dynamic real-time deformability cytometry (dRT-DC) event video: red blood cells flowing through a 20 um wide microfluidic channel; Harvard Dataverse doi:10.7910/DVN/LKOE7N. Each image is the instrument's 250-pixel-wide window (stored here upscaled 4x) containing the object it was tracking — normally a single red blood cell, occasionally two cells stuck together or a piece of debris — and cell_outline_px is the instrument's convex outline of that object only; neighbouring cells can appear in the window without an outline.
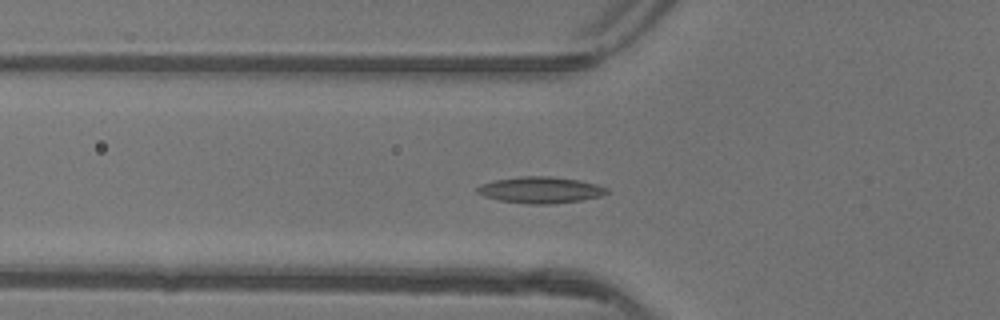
{"species": "common noctule bat (a hibernating species)", "species_latin": "Nyctalus noctula", "temperature_condition": "warm", "stored_images_in_passage": 37, "camera_frame_rate_fps": 3000, "um_per_image_px": 0.085, "animal": {"sex": "female"}, "frame": {"image": 1, "passage_image": 8, "time_ms": 2.333, "image_size_px": [1000, 320], "cell_outline_px": [[608, 192], [600, 196], [580, 200], [552, 204], [532, 204], [500, 200], [484, 196], [476, 192], [476, 188], [480, 184], [496, 180], [520, 176], [548, 176], [580, 180], [596, 184], [608, 188]], "centroid_in_image_um": [45.93, 16.14], "position_along_channel_um": 79.9, "area_um2": 19.77}}
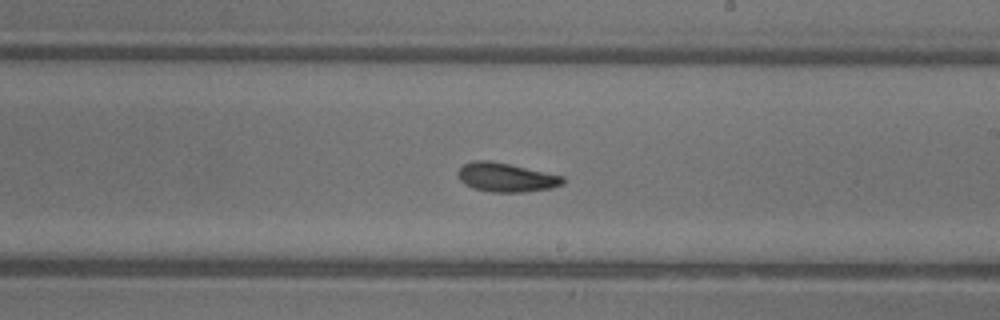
{"frame": {"image": 2, "passage_image": 20, "time_ms": 6.333, "image_size_px": [1000, 320], "cell_outline_px": [[564, 184], [552, 188], [524, 192], [488, 192], [472, 188], [464, 184], [460, 180], [456, 172], [464, 164], [472, 160], [492, 160], [564, 176]], "centroid_in_image_um": [43.0, 15.07], "position_along_channel_um": 246.0, "area_um2": 17.98}}
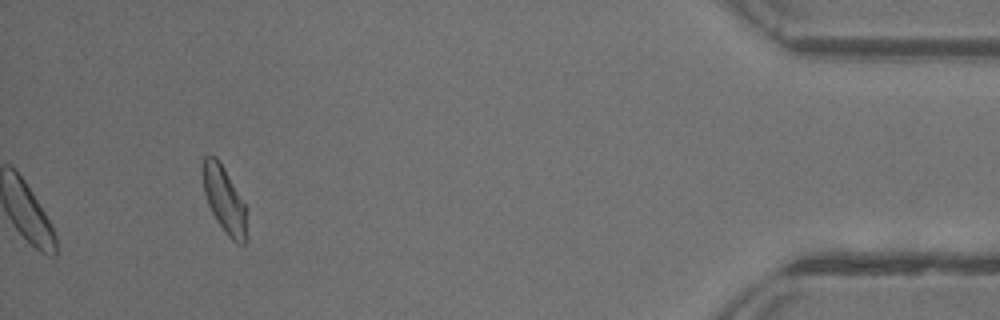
{"frame": {"image": 3, "passage_image": 37, "time_ms": 12.0, "image_size_px": [1000, 320], "cell_outline_px": [[248, 240], [244, 244], [236, 244], [228, 236], [216, 220], [208, 204], [204, 192], [200, 168], [204, 156], [208, 152], [216, 156], [244, 204], [248, 236]], "centroid_in_image_um": [19.03, 16.97], "position_along_channel_um": 416.2, "area_um2": 17.11}, "authors_computed_cell_mechanics": {"area_um2": 17.8602, "velocity_mm_per_s": 4.128, "shape_relaxation_time_tau1_ms": 9.7353, "shape_relaxation_time_tau2_ms": 3.1555, "deformation_change_tau1": 0.2258, "deformation_change_tau2": 0.1029}}